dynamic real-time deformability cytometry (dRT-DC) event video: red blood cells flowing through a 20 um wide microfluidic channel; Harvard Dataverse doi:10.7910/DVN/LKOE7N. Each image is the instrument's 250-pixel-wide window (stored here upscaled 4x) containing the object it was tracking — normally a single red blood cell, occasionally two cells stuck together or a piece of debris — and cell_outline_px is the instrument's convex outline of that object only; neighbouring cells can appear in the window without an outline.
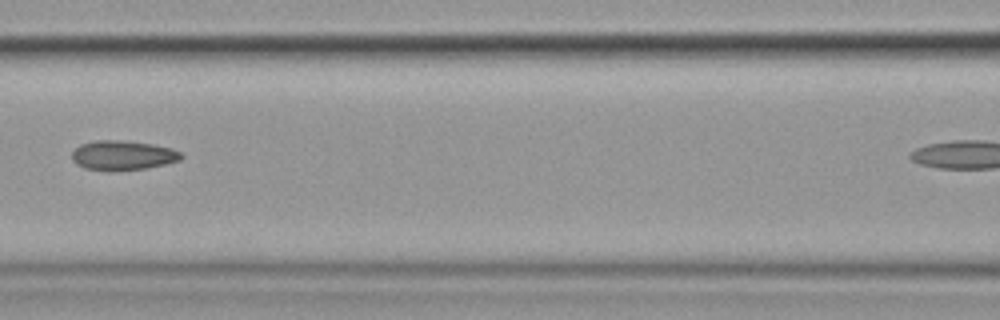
{"species": "common noctule bat (a hibernating species)", "species_latin": "Nyctalus noctula", "temperature_condition": "cold", "stored_images_in_passage": 10, "camera_frame_rate_fps": 3000, "um_per_image_px": 0.085, "animal": {"sex": "female", "body_mass_g": 19.9}, "frame": {"image": 1, "passage_image": 7, "time_ms": 7.0, "image_size_px": [1000, 320], "cell_outline_px": [[184, 156], [180, 160], [164, 164], [144, 168], [84, 168], [76, 164], [72, 160], [72, 152], [80, 144], [96, 140], [124, 140], [152, 144], [172, 148], [180, 152]], "centroid_in_image_um": [10.45, 13.15], "position_along_channel_um": 156.2, "area_um2": 18.15}}
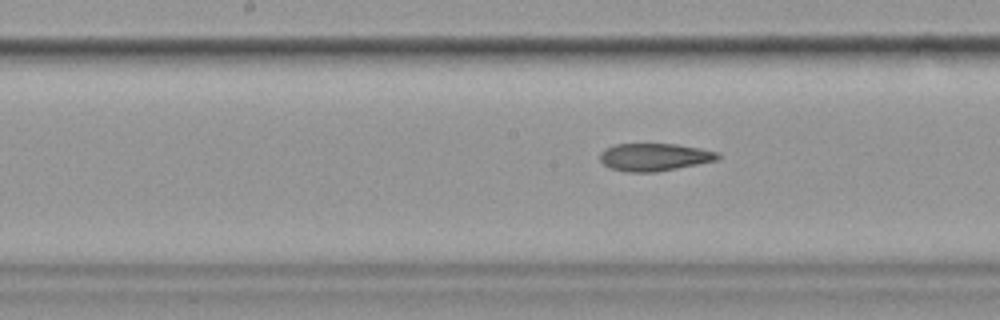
{"frame": {"image": 2, "passage_image": 9, "time_ms": 10.0, "image_size_px": [1000, 320], "cell_outline_px": [[720, 156], [716, 160], [656, 172], [628, 172], [608, 168], [600, 160], [600, 152], [604, 148], [616, 144], [676, 144], [700, 148], [720, 152]], "centroid_in_image_um": [55.59, 13.34], "position_along_channel_um": 192.6, "area_um2": 18.96}}